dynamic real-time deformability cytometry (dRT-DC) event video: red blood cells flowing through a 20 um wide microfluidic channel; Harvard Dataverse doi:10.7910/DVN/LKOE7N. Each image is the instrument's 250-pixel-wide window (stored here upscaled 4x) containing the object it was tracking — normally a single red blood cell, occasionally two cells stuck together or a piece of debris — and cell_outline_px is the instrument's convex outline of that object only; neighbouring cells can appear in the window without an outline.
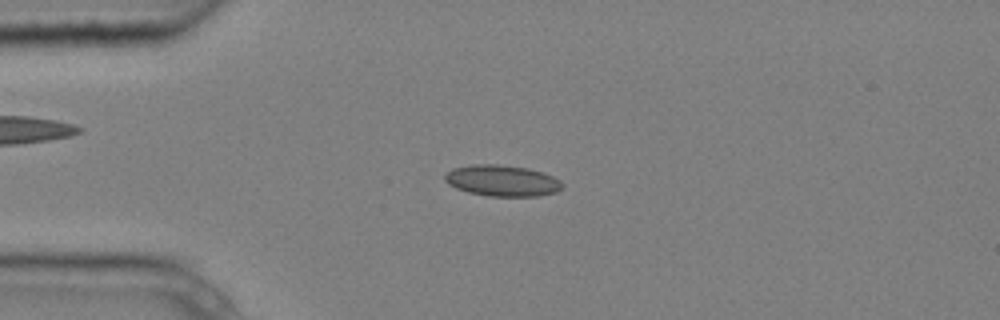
{"species": "common noctule bat (a hibernating species)", "species_latin": "Nyctalus noctula", "temperature_condition": "cold", "stored_images_in_passage": 7, "camera_frame_rate_fps": 3000, "um_per_image_px": 0.085, "animal": {"sex": "male", "body_mass_g": 20.4}, "frame": {"image": 1, "passage_image": 4, "time_ms": 1.0, "image_size_px": [1000, 320], "cell_outline_px": [[564, 184], [556, 192], [536, 196], [488, 196], [468, 192], [456, 188], [448, 184], [444, 180], [444, 176], [452, 168], [472, 164], [496, 164], [528, 168], [552, 176], [560, 180]], "centroid_in_image_um": [42.65, 15.35], "position_along_channel_um": 42.3, "area_um2": 21.27}}
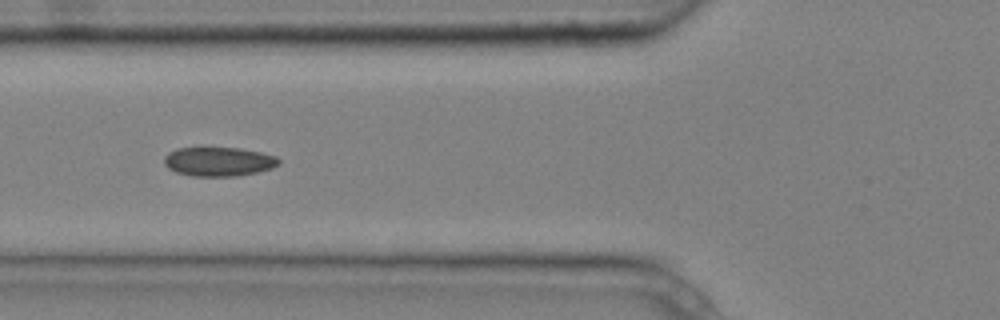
{"frame": {"image": 2, "passage_image": 6, "time_ms": 1.667, "image_size_px": [1000, 320], "cell_outline_px": [[280, 164], [272, 168], [256, 172], [236, 176], [192, 176], [176, 172], [168, 168], [164, 164], [164, 156], [168, 152], [176, 148], [200, 144], [240, 148], [260, 152], [276, 156], [280, 160]], "centroid_in_image_um": [18.52, 13.68], "position_along_channel_um": 107.3, "area_um2": 20.4}}
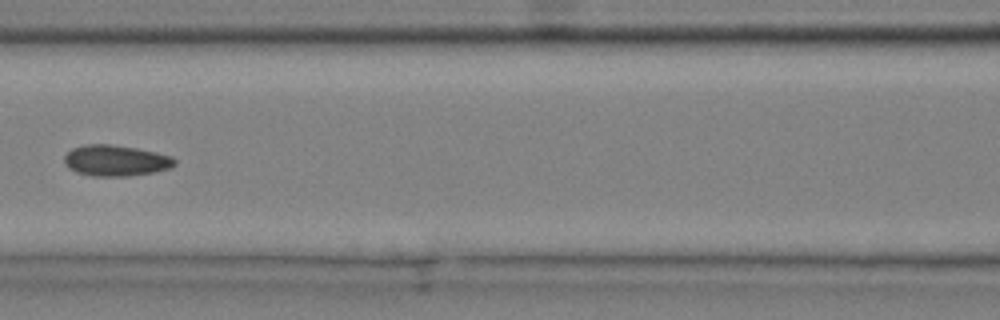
{"frame": {"image": 3, "passage_image": 7, "time_ms": 2.0, "image_size_px": [1000, 320], "cell_outline_px": [[176, 164], [172, 168], [152, 172], [128, 176], [92, 176], [76, 172], [68, 168], [64, 164], [64, 156], [72, 148], [84, 144], [112, 144], [136, 148], [156, 152], [172, 156], [176, 160]], "centroid_in_image_um": [9.83, 13.64], "position_along_channel_um": 156.8, "area_um2": 20.11}}